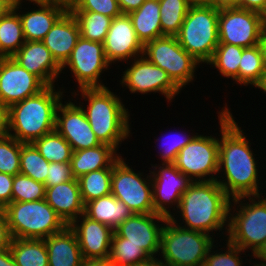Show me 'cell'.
<instances>
[{
	"instance_id": "obj_1",
	"label": "cell",
	"mask_w": 266,
	"mask_h": 266,
	"mask_svg": "<svg viewBox=\"0 0 266 266\" xmlns=\"http://www.w3.org/2000/svg\"><path fill=\"white\" fill-rule=\"evenodd\" d=\"M218 114L221 132L218 175L222 172L225 179L219 175L222 179L216 181L231 199L262 195L261 187L258 186L259 167L249 145L250 140L247 141L245 133L226 105Z\"/></svg>"
},
{
	"instance_id": "obj_2",
	"label": "cell",
	"mask_w": 266,
	"mask_h": 266,
	"mask_svg": "<svg viewBox=\"0 0 266 266\" xmlns=\"http://www.w3.org/2000/svg\"><path fill=\"white\" fill-rule=\"evenodd\" d=\"M230 202L231 198L216 180L192 182L182 194L176 213H180L183 222L177 223L174 215L170 219L184 229L209 235L213 231H227Z\"/></svg>"
},
{
	"instance_id": "obj_3",
	"label": "cell",
	"mask_w": 266,
	"mask_h": 266,
	"mask_svg": "<svg viewBox=\"0 0 266 266\" xmlns=\"http://www.w3.org/2000/svg\"><path fill=\"white\" fill-rule=\"evenodd\" d=\"M63 93L55 90V85L46 86L36 95L11 105L7 109V134L21 143H33L54 131Z\"/></svg>"
},
{
	"instance_id": "obj_4",
	"label": "cell",
	"mask_w": 266,
	"mask_h": 266,
	"mask_svg": "<svg viewBox=\"0 0 266 266\" xmlns=\"http://www.w3.org/2000/svg\"><path fill=\"white\" fill-rule=\"evenodd\" d=\"M78 91L81 92V97L88 101L87 108L80 106L96 138L101 144L110 145L118 151L119 144L131 134L128 108L126 109L118 95L108 87L82 88Z\"/></svg>"
},
{
	"instance_id": "obj_5",
	"label": "cell",
	"mask_w": 266,
	"mask_h": 266,
	"mask_svg": "<svg viewBox=\"0 0 266 266\" xmlns=\"http://www.w3.org/2000/svg\"><path fill=\"white\" fill-rule=\"evenodd\" d=\"M219 9L211 4H191L176 35L181 47L199 63H208L219 44Z\"/></svg>"
},
{
	"instance_id": "obj_6",
	"label": "cell",
	"mask_w": 266,
	"mask_h": 266,
	"mask_svg": "<svg viewBox=\"0 0 266 266\" xmlns=\"http://www.w3.org/2000/svg\"><path fill=\"white\" fill-rule=\"evenodd\" d=\"M231 201L227 240L244 251L252 250L254 254L266 240V197L242 196Z\"/></svg>"
},
{
	"instance_id": "obj_7",
	"label": "cell",
	"mask_w": 266,
	"mask_h": 266,
	"mask_svg": "<svg viewBox=\"0 0 266 266\" xmlns=\"http://www.w3.org/2000/svg\"><path fill=\"white\" fill-rule=\"evenodd\" d=\"M4 212L12 238L45 239L68 226L45 199L11 202Z\"/></svg>"
},
{
	"instance_id": "obj_8",
	"label": "cell",
	"mask_w": 266,
	"mask_h": 266,
	"mask_svg": "<svg viewBox=\"0 0 266 266\" xmlns=\"http://www.w3.org/2000/svg\"><path fill=\"white\" fill-rule=\"evenodd\" d=\"M212 235L184 229L167 219L161 234L160 259L165 265L203 266L206 254L215 242Z\"/></svg>"
},
{
	"instance_id": "obj_9",
	"label": "cell",
	"mask_w": 266,
	"mask_h": 266,
	"mask_svg": "<svg viewBox=\"0 0 266 266\" xmlns=\"http://www.w3.org/2000/svg\"><path fill=\"white\" fill-rule=\"evenodd\" d=\"M143 56L166 71L180 89L194 80L201 64L181 47L176 36L164 35L145 43Z\"/></svg>"
},
{
	"instance_id": "obj_10",
	"label": "cell",
	"mask_w": 266,
	"mask_h": 266,
	"mask_svg": "<svg viewBox=\"0 0 266 266\" xmlns=\"http://www.w3.org/2000/svg\"><path fill=\"white\" fill-rule=\"evenodd\" d=\"M173 164L192 182H207L221 178L218 176L219 138L196 133V136L179 151Z\"/></svg>"
},
{
	"instance_id": "obj_11",
	"label": "cell",
	"mask_w": 266,
	"mask_h": 266,
	"mask_svg": "<svg viewBox=\"0 0 266 266\" xmlns=\"http://www.w3.org/2000/svg\"><path fill=\"white\" fill-rule=\"evenodd\" d=\"M142 174L135 173L121 156L113 164L111 194L125 203L133 214L155 213L151 173L145 178Z\"/></svg>"
},
{
	"instance_id": "obj_12",
	"label": "cell",
	"mask_w": 266,
	"mask_h": 266,
	"mask_svg": "<svg viewBox=\"0 0 266 266\" xmlns=\"http://www.w3.org/2000/svg\"><path fill=\"white\" fill-rule=\"evenodd\" d=\"M264 29V15L242 8L219 10V43L242 48L259 45Z\"/></svg>"
},
{
	"instance_id": "obj_13",
	"label": "cell",
	"mask_w": 266,
	"mask_h": 266,
	"mask_svg": "<svg viewBox=\"0 0 266 266\" xmlns=\"http://www.w3.org/2000/svg\"><path fill=\"white\" fill-rule=\"evenodd\" d=\"M70 68L73 77L78 82V89L106 87L99 78L110 63L106 59L104 45L80 37L73 48L70 57L61 66V70Z\"/></svg>"
},
{
	"instance_id": "obj_14",
	"label": "cell",
	"mask_w": 266,
	"mask_h": 266,
	"mask_svg": "<svg viewBox=\"0 0 266 266\" xmlns=\"http://www.w3.org/2000/svg\"><path fill=\"white\" fill-rule=\"evenodd\" d=\"M133 60L131 66L123 72L120 81L122 87H127L130 93L157 92L164 95L171 103L172 99L181 92L166 71L148 61L143 55Z\"/></svg>"
},
{
	"instance_id": "obj_15",
	"label": "cell",
	"mask_w": 266,
	"mask_h": 266,
	"mask_svg": "<svg viewBox=\"0 0 266 266\" xmlns=\"http://www.w3.org/2000/svg\"><path fill=\"white\" fill-rule=\"evenodd\" d=\"M158 167L157 164L152 165L153 171H149L152 179L154 210L156 214L170 219L173 215L176 216L175 213L172 214L170 208L175 205L178 211L182 194L192 181L173 163L160 164Z\"/></svg>"
},
{
	"instance_id": "obj_16",
	"label": "cell",
	"mask_w": 266,
	"mask_h": 266,
	"mask_svg": "<svg viewBox=\"0 0 266 266\" xmlns=\"http://www.w3.org/2000/svg\"><path fill=\"white\" fill-rule=\"evenodd\" d=\"M45 87L37 76L21 67L12 57L0 58V103L6 109L36 95Z\"/></svg>"
},
{
	"instance_id": "obj_17",
	"label": "cell",
	"mask_w": 266,
	"mask_h": 266,
	"mask_svg": "<svg viewBox=\"0 0 266 266\" xmlns=\"http://www.w3.org/2000/svg\"><path fill=\"white\" fill-rule=\"evenodd\" d=\"M167 219L156 213L133 214L114 231L124 238V243L138 245L150 257H155L160 251L161 234Z\"/></svg>"
},
{
	"instance_id": "obj_18",
	"label": "cell",
	"mask_w": 266,
	"mask_h": 266,
	"mask_svg": "<svg viewBox=\"0 0 266 266\" xmlns=\"http://www.w3.org/2000/svg\"><path fill=\"white\" fill-rule=\"evenodd\" d=\"M55 130L70 144L73 151L101 145L80 103L79 106L71 101L59 103L56 110Z\"/></svg>"
},
{
	"instance_id": "obj_19",
	"label": "cell",
	"mask_w": 266,
	"mask_h": 266,
	"mask_svg": "<svg viewBox=\"0 0 266 266\" xmlns=\"http://www.w3.org/2000/svg\"><path fill=\"white\" fill-rule=\"evenodd\" d=\"M103 45L106 59L111 65L143 55L144 45L138 39L128 14L113 18Z\"/></svg>"
},
{
	"instance_id": "obj_20",
	"label": "cell",
	"mask_w": 266,
	"mask_h": 266,
	"mask_svg": "<svg viewBox=\"0 0 266 266\" xmlns=\"http://www.w3.org/2000/svg\"><path fill=\"white\" fill-rule=\"evenodd\" d=\"M69 227L77 236L83 259H108L114 234L112 228L87 217L84 213L75 219Z\"/></svg>"
},
{
	"instance_id": "obj_21",
	"label": "cell",
	"mask_w": 266,
	"mask_h": 266,
	"mask_svg": "<svg viewBox=\"0 0 266 266\" xmlns=\"http://www.w3.org/2000/svg\"><path fill=\"white\" fill-rule=\"evenodd\" d=\"M12 58L21 67L37 76L46 86H54L56 79L62 73L61 66L42 41H25Z\"/></svg>"
},
{
	"instance_id": "obj_22",
	"label": "cell",
	"mask_w": 266,
	"mask_h": 266,
	"mask_svg": "<svg viewBox=\"0 0 266 266\" xmlns=\"http://www.w3.org/2000/svg\"><path fill=\"white\" fill-rule=\"evenodd\" d=\"M80 28L75 16L68 9L52 26L42 40L52 57L62 66L80 38Z\"/></svg>"
},
{
	"instance_id": "obj_23",
	"label": "cell",
	"mask_w": 266,
	"mask_h": 266,
	"mask_svg": "<svg viewBox=\"0 0 266 266\" xmlns=\"http://www.w3.org/2000/svg\"><path fill=\"white\" fill-rule=\"evenodd\" d=\"M33 3L39 8L23 14L19 12L23 35L25 41H42L68 8L52 1H33Z\"/></svg>"
},
{
	"instance_id": "obj_24",
	"label": "cell",
	"mask_w": 266,
	"mask_h": 266,
	"mask_svg": "<svg viewBox=\"0 0 266 266\" xmlns=\"http://www.w3.org/2000/svg\"><path fill=\"white\" fill-rule=\"evenodd\" d=\"M45 188V201L68 226L84 213V203L76 178Z\"/></svg>"
},
{
	"instance_id": "obj_25",
	"label": "cell",
	"mask_w": 266,
	"mask_h": 266,
	"mask_svg": "<svg viewBox=\"0 0 266 266\" xmlns=\"http://www.w3.org/2000/svg\"><path fill=\"white\" fill-rule=\"evenodd\" d=\"M48 266H81L83 256L75 232L67 226L63 231L44 239Z\"/></svg>"
},
{
	"instance_id": "obj_26",
	"label": "cell",
	"mask_w": 266,
	"mask_h": 266,
	"mask_svg": "<svg viewBox=\"0 0 266 266\" xmlns=\"http://www.w3.org/2000/svg\"><path fill=\"white\" fill-rule=\"evenodd\" d=\"M117 151L107 144L73 151L70 160L72 175L78 179L80 176L98 171L103 168H113V164L120 158Z\"/></svg>"
},
{
	"instance_id": "obj_27",
	"label": "cell",
	"mask_w": 266,
	"mask_h": 266,
	"mask_svg": "<svg viewBox=\"0 0 266 266\" xmlns=\"http://www.w3.org/2000/svg\"><path fill=\"white\" fill-rule=\"evenodd\" d=\"M84 214L113 230L133 215L130 208L112 194L87 202L84 205Z\"/></svg>"
},
{
	"instance_id": "obj_28",
	"label": "cell",
	"mask_w": 266,
	"mask_h": 266,
	"mask_svg": "<svg viewBox=\"0 0 266 266\" xmlns=\"http://www.w3.org/2000/svg\"><path fill=\"white\" fill-rule=\"evenodd\" d=\"M128 15L134 31L143 45L162 36L158 0H146L138 9Z\"/></svg>"
},
{
	"instance_id": "obj_29",
	"label": "cell",
	"mask_w": 266,
	"mask_h": 266,
	"mask_svg": "<svg viewBox=\"0 0 266 266\" xmlns=\"http://www.w3.org/2000/svg\"><path fill=\"white\" fill-rule=\"evenodd\" d=\"M22 1H15L13 9L0 18V58L12 57L25 43L19 18Z\"/></svg>"
},
{
	"instance_id": "obj_30",
	"label": "cell",
	"mask_w": 266,
	"mask_h": 266,
	"mask_svg": "<svg viewBox=\"0 0 266 266\" xmlns=\"http://www.w3.org/2000/svg\"><path fill=\"white\" fill-rule=\"evenodd\" d=\"M10 252L18 266H48L44 239L13 238Z\"/></svg>"
},
{
	"instance_id": "obj_31",
	"label": "cell",
	"mask_w": 266,
	"mask_h": 266,
	"mask_svg": "<svg viewBox=\"0 0 266 266\" xmlns=\"http://www.w3.org/2000/svg\"><path fill=\"white\" fill-rule=\"evenodd\" d=\"M113 168H103L80 176L81 198L84 205L94 199L111 194V178Z\"/></svg>"
},
{
	"instance_id": "obj_32",
	"label": "cell",
	"mask_w": 266,
	"mask_h": 266,
	"mask_svg": "<svg viewBox=\"0 0 266 266\" xmlns=\"http://www.w3.org/2000/svg\"><path fill=\"white\" fill-rule=\"evenodd\" d=\"M75 16L83 39L104 43L113 18L92 11H71Z\"/></svg>"
},
{
	"instance_id": "obj_33",
	"label": "cell",
	"mask_w": 266,
	"mask_h": 266,
	"mask_svg": "<svg viewBox=\"0 0 266 266\" xmlns=\"http://www.w3.org/2000/svg\"><path fill=\"white\" fill-rule=\"evenodd\" d=\"M242 47L233 44L219 43L213 57L207 63L216 68L222 76L232 78L238 84L239 64L243 53Z\"/></svg>"
},
{
	"instance_id": "obj_34",
	"label": "cell",
	"mask_w": 266,
	"mask_h": 266,
	"mask_svg": "<svg viewBox=\"0 0 266 266\" xmlns=\"http://www.w3.org/2000/svg\"><path fill=\"white\" fill-rule=\"evenodd\" d=\"M33 144L48 162L64 163L72 158V147L56 130L43 135Z\"/></svg>"
},
{
	"instance_id": "obj_35",
	"label": "cell",
	"mask_w": 266,
	"mask_h": 266,
	"mask_svg": "<svg viewBox=\"0 0 266 266\" xmlns=\"http://www.w3.org/2000/svg\"><path fill=\"white\" fill-rule=\"evenodd\" d=\"M162 36H176L191 5L189 0H158Z\"/></svg>"
},
{
	"instance_id": "obj_36",
	"label": "cell",
	"mask_w": 266,
	"mask_h": 266,
	"mask_svg": "<svg viewBox=\"0 0 266 266\" xmlns=\"http://www.w3.org/2000/svg\"><path fill=\"white\" fill-rule=\"evenodd\" d=\"M265 73L262 52L259 45L243 49L239 64L238 84L256 86Z\"/></svg>"
},
{
	"instance_id": "obj_37",
	"label": "cell",
	"mask_w": 266,
	"mask_h": 266,
	"mask_svg": "<svg viewBox=\"0 0 266 266\" xmlns=\"http://www.w3.org/2000/svg\"><path fill=\"white\" fill-rule=\"evenodd\" d=\"M49 164L33 143H21L20 174L44 184Z\"/></svg>"
},
{
	"instance_id": "obj_38",
	"label": "cell",
	"mask_w": 266,
	"mask_h": 266,
	"mask_svg": "<svg viewBox=\"0 0 266 266\" xmlns=\"http://www.w3.org/2000/svg\"><path fill=\"white\" fill-rule=\"evenodd\" d=\"M149 258L140 246L124 243V238L114 231L108 257L114 266H132Z\"/></svg>"
},
{
	"instance_id": "obj_39",
	"label": "cell",
	"mask_w": 266,
	"mask_h": 266,
	"mask_svg": "<svg viewBox=\"0 0 266 266\" xmlns=\"http://www.w3.org/2000/svg\"><path fill=\"white\" fill-rule=\"evenodd\" d=\"M21 142L6 134L0 137V172L20 174Z\"/></svg>"
},
{
	"instance_id": "obj_40",
	"label": "cell",
	"mask_w": 266,
	"mask_h": 266,
	"mask_svg": "<svg viewBox=\"0 0 266 266\" xmlns=\"http://www.w3.org/2000/svg\"><path fill=\"white\" fill-rule=\"evenodd\" d=\"M45 185L28 176L17 174L12 185V202H30L45 199Z\"/></svg>"
},
{
	"instance_id": "obj_41",
	"label": "cell",
	"mask_w": 266,
	"mask_h": 266,
	"mask_svg": "<svg viewBox=\"0 0 266 266\" xmlns=\"http://www.w3.org/2000/svg\"><path fill=\"white\" fill-rule=\"evenodd\" d=\"M227 247L218 252V250L214 251L216 245H212L206 254L205 261L203 266H242V256H240L241 252H245L240 247L230 243L228 240H225ZM215 246V247H214ZM226 250V251H225ZM213 252V253H212ZM215 253V254H214Z\"/></svg>"
},
{
	"instance_id": "obj_42",
	"label": "cell",
	"mask_w": 266,
	"mask_h": 266,
	"mask_svg": "<svg viewBox=\"0 0 266 266\" xmlns=\"http://www.w3.org/2000/svg\"><path fill=\"white\" fill-rule=\"evenodd\" d=\"M70 11H92L111 18L122 14L118 0H77L69 8Z\"/></svg>"
},
{
	"instance_id": "obj_43",
	"label": "cell",
	"mask_w": 266,
	"mask_h": 266,
	"mask_svg": "<svg viewBox=\"0 0 266 266\" xmlns=\"http://www.w3.org/2000/svg\"><path fill=\"white\" fill-rule=\"evenodd\" d=\"M186 133H176V134H170L171 137H167L166 136V139L167 138L169 139H172V140H169L170 142L164 141V145H161V147H163L162 149L160 148V158H161V162L162 164H165V163H174L175 162V159L179 153V151L184 148L196 135H185ZM177 135V136H176ZM183 135V136H182ZM176 136V137H175ZM174 138V139H173ZM162 141V140H161ZM167 142V143H166ZM166 143V144H165ZM162 151V152H161Z\"/></svg>"
},
{
	"instance_id": "obj_44",
	"label": "cell",
	"mask_w": 266,
	"mask_h": 266,
	"mask_svg": "<svg viewBox=\"0 0 266 266\" xmlns=\"http://www.w3.org/2000/svg\"><path fill=\"white\" fill-rule=\"evenodd\" d=\"M70 162L54 163L50 162L45 187H53L70 180H73Z\"/></svg>"
},
{
	"instance_id": "obj_45",
	"label": "cell",
	"mask_w": 266,
	"mask_h": 266,
	"mask_svg": "<svg viewBox=\"0 0 266 266\" xmlns=\"http://www.w3.org/2000/svg\"><path fill=\"white\" fill-rule=\"evenodd\" d=\"M14 176L0 172V208L4 209L12 202Z\"/></svg>"
},
{
	"instance_id": "obj_46",
	"label": "cell",
	"mask_w": 266,
	"mask_h": 266,
	"mask_svg": "<svg viewBox=\"0 0 266 266\" xmlns=\"http://www.w3.org/2000/svg\"><path fill=\"white\" fill-rule=\"evenodd\" d=\"M12 239L6 214L4 209L0 208V252L10 248Z\"/></svg>"
},
{
	"instance_id": "obj_47",
	"label": "cell",
	"mask_w": 266,
	"mask_h": 266,
	"mask_svg": "<svg viewBox=\"0 0 266 266\" xmlns=\"http://www.w3.org/2000/svg\"><path fill=\"white\" fill-rule=\"evenodd\" d=\"M240 8L264 15L266 13V0H240Z\"/></svg>"
},
{
	"instance_id": "obj_48",
	"label": "cell",
	"mask_w": 266,
	"mask_h": 266,
	"mask_svg": "<svg viewBox=\"0 0 266 266\" xmlns=\"http://www.w3.org/2000/svg\"><path fill=\"white\" fill-rule=\"evenodd\" d=\"M146 0H118L122 14H128L138 9Z\"/></svg>"
},
{
	"instance_id": "obj_49",
	"label": "cell",
	"mask_w": 266,
	"mask_h": 266,
	"mask_svg": "<svg viewBox=\"0 0 266 266\" xmlns=\"http://www.w3.org/2000/svg\"><path fill=\"white\" fill-rule=\"evenodd\" d=\"M212 6L217 9L240 8V0H212Z\"/></svg>"
},
{
	"instance_id": "obj_50",
	"label": "cell",
	"mask_w": 266,
	"mask_h": 266,
	"mask_svg": "<svg viewBox=\"0 0 266 266\" xmlns=\"http://www.w3.org/2000/svg\"><path fill=\"white\" fill-rule=\"evenodd\" d=\"M0 266H18L12 257L10 248L0 252Z\"/></svg>"
},
{
	"instance_id": "obj_51",
	"label": "cell",
	"mask_w": 266,
	"mask_h": 266,
	"mask_svg": "<svg viewBox=\"0 0 266 266\" xmlns=\"http://www.w3.org/2000/svg\"><path fill=\"white\" fill-rule=\"evenodd\" d=\"M7 134V109L0 103V137Z\"/></svg>"
},
{
	"instance_id": "obj_52",
	"label": "cell",
	"mask_w": 266,
	"mask_h": 266,
	"mask_svg": "<svg viewBox=\"0 0 266 266\" xmlns=\"http://www.w3.org/2000/svg\"><path fill=\"white\" fill-rule=\"evenodd\" d=\"M252 256L260 260V264L254 263V266H266V240Z\"/></svg>"
},
{
	"instance_id": "obj_53",
	"label": "cell",
	"mask_w": 266,
	"mask_h": 266,
	"mask_svg": "<svg viewBox=\"0 0 266 266\" xmlns=\"http://www.w3.org/2000/svg\"><path fill=\"white\" fill-rule=\"evenodd\" d=\"M15 0H0V18L7 15L14 7Z\"/></svg>"
},
{
	"instance_id": "obj_54",
	"label": "cell",
	"mask_w": 266,
	"mask_h": 266,
	"mask_svg": "<svg viewBox=\"0 0 266 266\" xmlns=\"http://www.w3.org/2000/svg\"><path fill=\"white\" fill-rule=\"evenodd\" d=\"M81 266H114L108 259L105 260H83Z\"/></svg>"
},
{
	"instance_id": "obj_55",
	"label": "cell",
	"mask_w": 266,
	"mask_h": 266,
	"mask_svg": "<svg viewBox=\"0 0 266 266\" xmlns=\"http://www.w3.org/2000/svg\"><path fill=\"white\" fill-rule=\"evenodd\" d=\"M259 46L262 52L263 66L264 69L266 70V29L265 28L263 29Z\"/></svg>"
},
{
	"instance_id": "obj_56",
	"label": "cell",
	"mask_w": 266,
	"mask_h": 266,
	"mask_svg": "<svg viewBox=\"0 0 266 266\" xmlns=\"http://www.w3.org/2000/svg\"><path fill=\"white\" fill-rule=\"evenodd\" d=\"M132 266H166L159 258L150 257L149 259Z\"/></svg>"
},
{
	"instance_id": "obj_57",
	"label": "cell",
	"mask_w": 266,
	"mask_h": 266,
	"mask_svg": "<svg viewBox=\"0 0 266 266\" xmlns=\"http://www.w3.org/2000/svg\"><path fill=\"white\" fill-rule=\"evenodd\" d=\"M255 87L266 93V70L265 73L262 75L260 82Z\"/></svg>"
},
{
	"instance_id": "obj_58",
	"label": "cell",
	"mask_w": 266,
	"mask_h": 266,
	"mask_svg": "<svg viewBox=\"0 0 266 266\" xmlns=\"http://www.w3.org/2000/svg\"><path fill=\"white\" fill-rule=\"evenodd\" d=\"M77 0H52V2H55V3H59V4H62L64 6H66L68 9L74 5V3L76 2Z\"/></svg>"
},
{
	"instance_id": "obj_59",
	"label": "cell",
	"mask_w": 266,
	"mask_h": 266,
	"mask_svg": "<svg viewBox=\"0 0 266 266\" xmlns=\"http://www.w3.org/2000/svg\"><path fill=\"white\" fill-rule=\"evenodd\" d=\"M191 4H211L212 0H189Z\"/></svg>"
},
{
	"instance_id": "obj_60",
	"label": "cell",
	"mask_w": 266,
	"mask_h": 266,
	"mask_svg": "<svg viewBox=\"0 0 266 266\" xmlns=\"http://www.w3.org/2000/svg\"><path fill=\"white\" fill-rule=\"evenodd\" d=\"M15 1H22V2H25L23 0H15ZM27 1H30V2H33V1H52V0H26Z\"/></svg>"
},
{
	"instance_id": "obj_61",
	"label": "cell",
	"mask_w": 266,
	"mask_h": 266,
	"mask_svg": "<svg viewBox=\"0 0 266 266\" xmlns=\"http://www.w3.org/2000/svg\"><path fill=\"white\" fill-rule=\"evenodd\" d=\"M264 28L266 29V13L264 14Z\"/></svg>"
}]
</instances>
